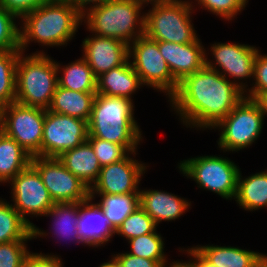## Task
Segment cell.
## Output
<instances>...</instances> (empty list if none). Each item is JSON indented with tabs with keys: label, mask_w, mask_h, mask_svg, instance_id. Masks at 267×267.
I'll use <instances>...</instances> for the list:
<instances>
[{
	"label": "cell",
	"mask_w": 267,
	"mask_h": 267,
	"mask_svg": "<svg viewBox=\"0 0 267 267\" xmlns=\"http://www.w3.org/2000/svg\"><path fill=\"white\" fill-rule=\"evenodd\" d=\"M210 49L212 58L214 57L216 62L213 63L205 55V66L218 71L227 79L228 76L232 77L234 79L232 82L245 92L248 85L241 80L246 78L250 80L251 76L253 78L254 60L259 51L258 48L247 44L218 42L212 44ZM217 66L220 68L217 69ZM220 69L222 70L220 71Z\"/></svg>",
	"instance_id": "14"
},
{
	"label": "cell",
	"mask_w": 267,
	"mask_h": 267,
	"mask_svg": "<svg viewBox=\"0 0 267 267\" xmlns=\"http://www.w3.org/2000/svg\"><path fill=\"white\" fill-rule=\"evenodd\" d=\"M260 52L258 51L254 60V86L245 91L246 98L253 99L259 92L267 90V55H263Z\"/></svg>",
	"instance_id": "37"
},
{
	"label": "cell",
	"mask_w": 267,
	"mask_h": 267,
	"mask_svg": "<svg viewBox=\"0 0 267 267\" xmlns=\"http://www.w3.org/2000/svg\"><path fill=\"white\" fill-rule=\"evenodd\" d=\"M158 225L155 221L139 206L132 212L117 228L115 234L129 240L141 235L156 231Z\"/></svg>",
	"instance_id": "32"
},
{
	"label": "cell",
	"mask_w": 267,
	"mask_h": 267,
	"mask_svg": "<svg viewBox=\"0 0 267 267\" xmlns=\"http://www.w3.org/2000/svg\"><path fill=\"white\" fill-rule=\"evenodd\" d=\"M192 1L166 0L152 3V8L145 15L144 34L155 41L177 44L194 42L196 35L191 13Z\"/></svg>",
	"instance_id": "6"
},
{
	"label": "cell",
	"mask_w": 267,
	"mask_h": 267,
	"mask_svg": "<svg viewBox=\"0 0 267 267\" xmlns=\"http://www.w3.org/2000/svg\"><path fill=\"white\" fill-rule=\"evenodd\" d=\"M164 239L156 231L127 240L130 244V255L155 260L162 267H167L164 254Z\"/></svg>",
	"instance_id": "31"
},
{
	"label": "cell",
	"mask_w": 267,
	"mask_h": 267,
	"mask_svg": "<svg viewBox=\"0 0 267 267\" xmlns=\"http://www.w3.org/2000/svg\"><path fill=\"white\" fill-rule=\"evenodd\" d=\"M32 239V227L13 208L12 203L0 199V243Z\"/></svg>",
	"instance_id": "29"
},
{
	"label": "cell",
	"mask_w": 267,
	"mask_h": 267,
	"mask_svg": "<svg viewBox=\"0 0 267 267\" xmlns=\"http://www.w3.org/2000/svg\"><path fill=\"white\" fill-rule=\"evenodd\" d=\"M88 132V137L122 145L129 153L136 152L142 134L135 121L133 99L96 93Z\"/></svg>",
	"instance_id": "3"
},
{
	"label": "cell",
	"mask_w": 267,
	"mask_h": 267,
	"mask_svg": "<svg viewBox=\"0 0 267 267\" xmlns=\"http://www.w3.org/2000/svg\"><path fill=\"white\" fill-rule=\"evenodd\" d=\"M56 66L57 72H62L61 77L58 75V86L79 92H96L97 77L83 57L64 67L58 62Z\"/></svg>",
	"instance_id": "27"
},
{
	"label": "cell",
	"mask_w": 267,
	"mask_h": 267,
	"mask_svg": "<svg viewBox=\"0 0 267 267\" xmlns=\"http://www.w3.org/2000/svg\"><path fill=\"white\" fill-rule=\"evenodd\" d=\"M99 267H119V265L117 264V262L115 261V259L112 258L108 262L102 263Z\"/></svg>",
	"instance_id": "45"
},
{
	"label": "cell",
	"mask_w": 267,
	"mask_h": 267,
	"mask_svg": "<svg viewBox=\"0 0 267 267\" xmlns=\"http://www.w3.org/2000/svg\"><path fill=\"white\" fill-rule=\"evenodd\" d=\"M252 100L258 105L264 117L267 116V90L259 92Z\"/></svg>",
	"instance_id": "43"
},
{
	"label": "cell",
	"mask_w": 267,
	"mask_h": 267,
	"mask_svg": "<svg viewBox=\"0 0 267 267\" xmlns=\"http://www.w3.org/2000/svg\"><path fill=\"white\" fill-rule=\"evenodd\" d=\"M169 267H188L184 262L174 261Z\"/></svg>",
	"instance_id": "46"
},
{
	"label": "cell",
	"mask_w": 267,
	"mask_h": 267,
	"mask_svg": "<svg viewBox=\"0 0 267 267\" xmlns=\"http://www.w3.org/2000/svg\"><path fill=\"white\" fill-rule=\"evenodd\" d=\"M129 59L133 60L130 63L143 85L165 92L169 99L176 93L179 82L172 76L167 62L160 54L158 41L145 34L138 37L129 45Z\"/></svg>",
	"instance_id": "9"
},
{
	"label": "cell",
	"mask_w": 267,
	"mask_h": 267,
	"mask_svg": "<svg viewBox=\"0 0 267 267\" xmlns=\"http://www.w3.org/2000/svg\"><path fill=\"white\" fill-rule=\"evenodd\" d=\"M119 267H162L157 261L145 259L143 257H138L130 255L129 253H118L112 256Z\"/></svg>",
	"instance_id": "40"
},
{
	"label": "cell",
	"mask_w": 267,
	"mask_h": 267,
	"mask_svg": "<svg viewBox=\"0 0 267 267\" xmlns=\"http://www.w3.org/2000/svg\"><path fill=\"white\" fill-rule=\"evenodd\" d=\"M96 92H79L57 86L49 111L89 121Z\"/></svg>",
	"instance_id": "23"
},
{
	"label": "cell",
	"mask_w": 267,
	"mask_h": 267,
	"mask_svg": "<svg viewBox=\"0 0 267 267\" xmlns=\"http://www.w3.org/2000/svg\"><path fill=\"white\" fill-rule=\"evenodd\" d=\"M51 0H0V5L19 19L26 13Z\"/></svg>",
	"instance_id": "38"
},
{
	"label": "cell",
	"mask_w": 267,
	"mask_h": 267,
	"mask_svg": "<svg viewBox=\"0 0 267 267\" xmlns=\"http://www.w3.org/2000/svg\"><path fill=\"white\" fill-rule=\"evenodd\" d=\"M82 45V57L96 77L123 65L129 59V46L121 40L92 35L91 38L87 36Z\"/></svg>",
	"instance_id": "16"
},
{
	"label": "cell",
	"mask_w": 267,
	"mask_h": 267,
	"mask_svg": "<svg viewBox=\"0 0 267 267\" xmlns=\"http://www.w3.org/2000/svg\"><path fill=\"white\" fill-rule=\"evenodd\" d=\"M61 1L68 2L70 5L76 7L81 13H83L85 9L87 10V8L89 7L105 3L109 0H61Z\"/></svg>",
	"instance_id": "42"
},
{
	"label": "cell",
	"mask_w": 267,
	"mask_h": 267,
	"mask_svg": "<svg viewBox=\"0 0 267 267\" xmlns=\"http://www.w3.org/2000/svg\"><path fill=\"white\" fill-rule=\"evenodd\" d=\"M192 248L214 267H252L262 254L234 246L197 245Z\"/></svg>",
	"instance_id": "22"
},
{
	"label": "cell",
	"mask_w": 267,
	"mask_h": 267,
	"mask_svg": "<svg viewBox=\"0 0 267 267\" xmlns=\"http://www.w3.org/2000/svg\"><path fill=\"white\" fill-rule=\"evenodd\" d=\"M143 85L140 76L128 59L123 65L104 72L97 77L96 93L131 99Z\"/></svg>",
	"instance_id": "20"
},
{
	"label": "cell",
	"mask_w": 267,
	"mask_h": 267,
	"mask_svg": "<svg viewBox=\"0 0 267 267\" xmlns=\"http://www.w3.org/2000/svg\"><path fill=\"white\" fill-rule=\"evenodd\" d=\"M31 164L41 175L54 203L83 202L90 197L89 188L58 157L34 156Z\"/></svg>",
	"instance_id": "13"
},
{
	"label": "cell",
	"mask_w": 267,
	"mask_h": 267,
	"mask_svg": "<svg viewBox=\"0 0 267 267\" xmlns=\"http://www.w3.org/2000/svg\"><path fill=\"white\" fill-rule=\"evenodd\" d=\"M202 9L231 21L246 7L248 0H195Z\"/></svg>",
	"instance_id": "36"
},
{
	"label": "cell",
	"mask_w": 267,
	"mask_h": 267,
	"mask_svg": "<svg viewBox=\"0 0 267 267\" xmlns=\"http://www.w3.org/2000/svg\"><path fill=\"white\" fill-rule=\"evenodd\" d=\"M45 109L10 103L0 110L2 131L31 156L41 157Z\"/></svg>",
	"instance_id": "11"
},
{
	"label": "cell",
	"mask_w": 267,
	"mask_h": 267,
	"mask_svg": "<svg viewBox=\"0 0 267 267\" xmlns=\"http://www.w3.org/2000/svg\"><path fill=\"white\" fill-rule=\"evenodd\" d=\"M80 202L55 203L44 216L54 217L53 230L58 238H68L84 244L78 233ZM66 237V238H65ZM67 239V240H68Z\"/></svg>",
	"instance_id": "28"
},
{
	"label": "cell",
	"mask_w": 267,
	"mask_h": 267,
	"mask_svg": "<svg viewBox=\"0 0 267 267\" xmlns=\"http://www.w3.org/2000/svg\"><path fill=\"white\" fill-rule=\"evenodd\" d=\"M245 92L216 70L204 66L186 76L168 100L186 127L213 128L245 97Z\"/></svg>",
	"instance_id": "1"
},
{
	"label": "cell",
	"mask_w": 267,
	"mask_h": 267,
	"mask_svg": "<svg viewBox=\"0 0 267 267\" xmlns=\"http://www.w3.org/2000/svg\"><path fill=\"white\" fill-rule=\"evenodd\" d=\"M31 158L17 141L0 133V183H9L31 163Z\"/></svg>",
	"instance_id": "25"
},
{
	"label": "cell",
	"mask_w": 267,
	"mask_h": 267,
	"mask_svg": "<svg viewBox=\"0 0 267 267\" xmlns=\"http://www.w3.org/2000/svg\"><path fill=\"white\" fill-rule=\"evenodd\" d=\"M97 195L101 197V200H99L97 204L103 210L104 215L109 219L110 226L114 231H116L122 222L140 206L139 193L90 194V198L94 200V196Z\"/></svg>",
	"instance_id": "26"
},
{
	"label": "cell",
	"mask_w": 267,
	"mask_h": 267,
	"mask_svg": "<svg viewBox=\"0 0 267 267\" xmlns=\"http://www.w3.org/2000/svg\"><path fill=\"white\" fill-rule=\"evenodd\" d=\"M93 151L102 166L117 163L130 154L122 145L99 139L97 137H88Z\"/></svg>",
	"instance_id": "34"
},
{
	"label": "cell",
	"mask_w": 267,
	"mask_h": 267,
	"mask_svg": "<svg viewBox=\"0 0 267 267\" xmlns=\"http://www.w3.org/2000/svg\"><path fill=\"white\" fill-rule=\"evenodd\" d=\"M136 1H140L142 2L144 5H148L149 3L152 4V3H158V2H161V1H166V0H136Z\"/></svg>",
	"instance_id": "47"
},
{
	"label": "cell",
	"mask_w": 267,
	"mask_h": 267,
	"mask_svg": "<svg viewBox=\"0 0 267 267\" xmlns=\"http://www.w3.org/2000/svg\"><path fill=\"white\" fill-rule=\"evenodd\" d=\"M20 28V50L31 42L41 46H64L82 25V13L68 2L51 0L24 14ZM81 23V24H80Z\"/></svg>",
	"instance_id": "2"
},
{
	"label": "cell",
	"mask_w": 267,
	"mask_h": 267,
	"mask_svg": "<svg viewBox=\"0 0 267 267\" xmlns=\"http://www.w3.org/2000/svg\"><path fill=\"white\" fill-rule=\"evenodd\" d=\"M15 14L0 5V52L20 50V29Z\"/></svg>",
	"instance_id": "33"
},
{
	"label": "cell",
	"mask_w": 267,
	"mask_h": 267,
	"mask_svg": "<svg viewBox=\"0 0 267 267\" xmlns=\"http://www.w3.org/2000/svg\"><path fill=\"white\" fill-rule=\"evenodd\" d=\"M186 251L187 256H190L191 259L194 258L193 261L190 259V261L184 262L188 267H214L207 263L192 247Z\"/></svg>",
	"instance_id": "41"
},
{
	"label": "cell",
	"mask_w": 267,
	"mask_h": 267,
	"mask_svg": "<svg viewBox=\"0 0 267 267\" xmlns=\"http://www.w3.org/2000/svg\"><path fill=\"white\" fill-rule=\"evenodd\" d=\"M178 168L194 180L199 188L217 193L224 199H235L239 167L228 158L216 155L198 156L183 160Z\"/></svg>",
	"instance_id": "7"
},
{
	"label": "cell",
	"mask_w": 267,
	"mask_h": 267,
	"mask_svg": "<svg viewBox=\"0 0 267 267\" xmlns=\"http://www.w3.org/2000/svg\"><path fill=\"white\" fill-rule=\"evenodd\" d=\"M143 5L136 0H109L87 8L82 22L93 35L121 40L129 46L144 35Z\"/></svg>",
	"instance_id": "4"
},
{
	"label": "cell",
	"mask_w": 267,
	"mask_h": 267,
	"mask_svg": "<svg viewBox=\"0 0 267 267\" xmlns=\"http://www.w3.org/2000/svg\"><path fill=\"white\" fill-rule=\"evenodd\" d=\"M61 260L57 255L29 252L24 267H63Z\"/></svg>",
	"instance_id": "39"
},
{
	"label": "cell",
	"mask_w": 267,
	"mask_h": 267,
	"mask_svg": "<svg viewBox=\"0 0 267 267\" xmlns=\"http://www.w3.org/2000/svg\"><path fill=\"white\" fill-rule=\"evenodd\" d=\"M23 55L19 54L16 65L15 102L48 109L58 86L56 61L43 51Z\"/></svg>",
	"instance_id": "5"
},
{
	"label": "cell",
	"mask_w": 267,
	"mask_h": 267,
	"mask_svg": "<svg viewBox=\"0 0 267 267\" xmlns=\"http://www.w3.org/2000/svg\"><path fill=\"white\" fill-rule=\"evenodd\" d=\"M28 240H16L0 243V267H24L29 253Z\"/></svg>",
	"instance_id": "35"
},
{
	"label": "cell",
	"mask_w": 267,
	"mask_h": 267,
	"mask_svg": "<svg viewBox=\"0 0 267 267\" xmlns=\"http://www.w3.org/2000/svg\"><path fill=\"white\" fill-rule=\"evenodd\" d=\"M13 208L32 227L33 237H46L45 231L37 228L27 217L44 216L55 204L44 185L41 175L30 163L25 169L17 174L10 182Z\"/></svg>",
	"instance_id": "10"
},
{
	"label": "cell",
	"mask_w": 267,
	"mask_h": 267,
	"mask_svg": "<svg viewBox=\"0 0 267 267\" xmlns=\"http://www.w3.org/2000/svg\"><path fill=\"white\" fill-rule=\"evenodd\" d=\"M264 118L258 105L252 99L244 97L212 128L221 130L217 141L220 150L238 152L251 146L262 132Z\"/></svg>",
	"instance_id": "8"
},
{
	"label": "cell",
	"mask_w": 267,
	"mask_h": 267,
	"mask_svg": "<svg viewBox=\"0 0 267 267\" xmlns=\"http://www.w3.org/2000/svg\"><path fill=\"white\" fill-rule=\"evenodd\" d=\"M140 206L158 225L178 219L188 211L191 201L160 190H139Z\"/></svg>",
	"instance_id": "19"
},
{
	"label": "cell",
	"mask_w": 267,
	"mask_h": 267,
	"mask_svg": "<svg viewBox=\"0 0 267 267\" xmlns=\"http://www.w3.org/2000/svg\"><path fill=\"white\" fill-rule=\"evenodd\" d=\"M78 233L84 244L96 248L110 241L115 234L103 210L90 197L80 202Z\"/></svg>",
	"instance_id": "18"
},
{
	"label": "cell",
	"mask_w": 267,
	"mask_h": 267,
	"mask_svg": "<svg viewBox=\"0 0 267 267\" xmlns=\"http://www.w3.org/2000/svg\"><path fill=\"white\" fill-rule=\"evenodd\" d=\"M88 121L45 109L41 157H58L88 138Z\"/></svg>",
	"instance_id": "12"
},
{
	"label": "cell",
	"mask_w": 267,
	"mask_h": 267,
	"mask_svg": "<svg viewBox=\"0 0 267 267\" xmlns=\"http://www.w3.org/2000/svg\"><path fill=\"white\" fill-rule=\"evenodd\" d=\"M235 201L246 211L267 207V169L247 178H243L240 171Z\"/></svg>",
	"instance_id": "24"
},
{
	"label": "cell",
	"mask_w": 267,
	"mask_h": 267,
	"mask_svg": "<svg viewBox=\"0 0 267 267\" xmlns=\"http://www.w3.org/2000/svg\"><path fill=\"white\" fill-rule=\"evenodd\" d=\"M252 267H267V254H261Z\"/></svg>",
	"instance_id": "44"
},
{
	"label": "cell",
	"mask_w": 267,
	"mask_h": 267,
	"mask_svg": "<svg viewBox=\"0 0 267 267\" xmlns=\"http://www.w3.org/2000/svg\"><path fill=\"white\" fill-rule=\"evenodd\" d=\"M21 50L0 52V110L16 97V65Z\"/></svg>",
	"instance_id": "30"
},
{
	"label": "cell",
	"mask_w": 267,
	"mask_h": 267,
	"mask_svg": "<svg viewBox=\"0 0 267 267\" xmlns=\"http://www.w3.org/2000/svg\"><path fill=\"white\" fill-rule=\"evenodd\" d=\"M131 152L117 163L102 166L98 178L89 189V194H127L139 193L138 185L147 167L133 159Z\"/></svg>",
	"instance_id": "15"
},
{
	"label": "cell",
	"mask_w": 267,
	"mask_h": 267,
	"mask_svg": "<svg viewBox=\"0 0 267 267\" xmlns=\"http://www.w3.org/2000/svg\"><path fill=\"white\" fill-rule=\"evenodd\" d=\"M158 49L167 62L172 76L179 83L186 76L194 74L205 66L207 53L199 38L186 44L159 41Z\"/></svg>",
	"instance_id": "17"
},
{
	"label": "cell",
	"mask_w": 267,
	"mask_h": 267,
	"mask_svg": "<svg viewBox=\"0 0 267 267\" xmlns=\"http://www.w3.org/2000/svg\"><path fill=\"white\" fill-rule=\"evenodd\" d=\"M58 158L66 169L78 177L89 189L97 180L102 168L87 140L79 146L64 152Z\"/></svg>",
	"instance_id": "21"
}]
</instances>
